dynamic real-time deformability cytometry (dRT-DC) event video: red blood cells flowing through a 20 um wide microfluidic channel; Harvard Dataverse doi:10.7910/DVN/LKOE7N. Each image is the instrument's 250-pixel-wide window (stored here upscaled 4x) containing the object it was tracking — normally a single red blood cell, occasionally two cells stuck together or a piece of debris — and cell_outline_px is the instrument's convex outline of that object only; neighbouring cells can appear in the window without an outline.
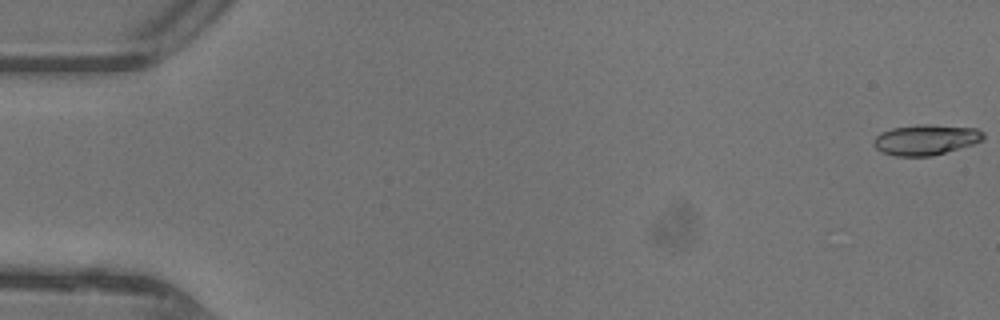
{"species": "common noctule bat (a hibernating species)", "species_latin": "Nyctalus noctula", "temperature_condition": "warm", "stored_images_in_passage": 48, "camera_frame_rate_fps": 3000, "um_per_image_px": 0.085, "animal": {"sex": "female"}, "frame": {"image": 1, "passage_image": 1, "time_ms": 0.0, "image_size_px": [1000, 320], "cell_outline_px": [[984, 140], [972, 144], [932, 156], [896, 156], [884, 152], [876, 148], [872, 144], [872, 140], [880, 132], [892, 128], [916, 124], [928, 124], [976, 128], [984, 132]], "centroid_in_image_um": [78.68, 11.86], "position_along_channel_um": 6.3, "area_um2": 19.54}}
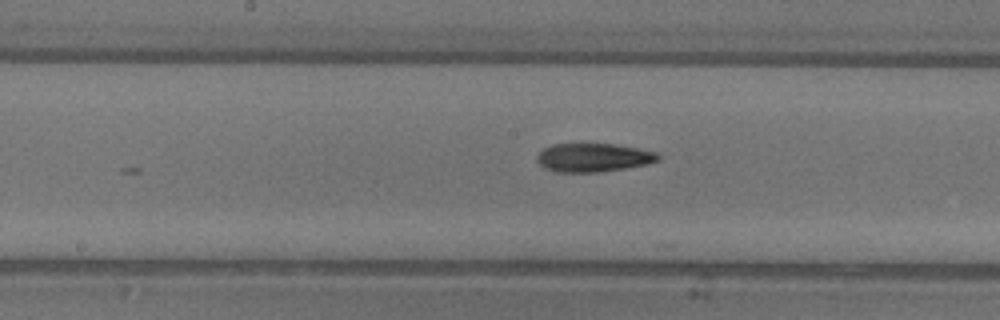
{"frame": {"image": 2, "passage_image": 25, "time_ms": 8.0, "image_size_px": [1000, 320], "cell_outline_px": [[660, 160], [648, 164], [600, 172], [556, 172], [544, 168], [536, 160], [536, 156], [544, 148], [552, 144], [616, 144], [656, 152], [660, 156]], "centroid_in_image_um": [50.42, 13.39], "position_along_channel_um": 197.8, "area_um2": 20.17}}
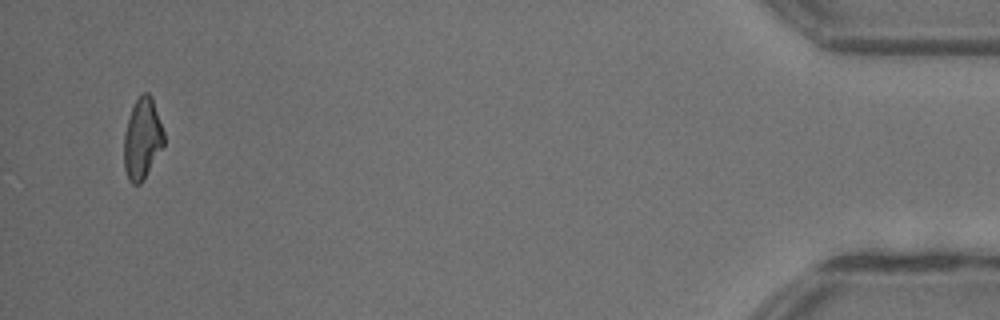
{"frame": {"image": 3, "passage_image": 46, "time_ms": 15.0, "image_size_px": [1000, 320], "cell_outline_px": [[164, 144], [140, 184], [132, 184], [128, 180], [124, 168], [124, 132], [132, 108], [136, 100], [144, 92], [148, 92], [152, 96], [164, 132]], "centroid_in_image_um": [12.08, 11.78], "position_along_channel_um": 423.1, "area_um2": 18.61}, "authors_computed_cell_mechanics": {"area_um2": 19.8832, "velocity_mm_per_s": 4.4463, "shape_relaxation_time_tau1_ms": null, "shape_relaxation_time_tau2_ms": 3.9942, "deformation_change_tau1": null, "deformation_change_tau2": 0.138}}